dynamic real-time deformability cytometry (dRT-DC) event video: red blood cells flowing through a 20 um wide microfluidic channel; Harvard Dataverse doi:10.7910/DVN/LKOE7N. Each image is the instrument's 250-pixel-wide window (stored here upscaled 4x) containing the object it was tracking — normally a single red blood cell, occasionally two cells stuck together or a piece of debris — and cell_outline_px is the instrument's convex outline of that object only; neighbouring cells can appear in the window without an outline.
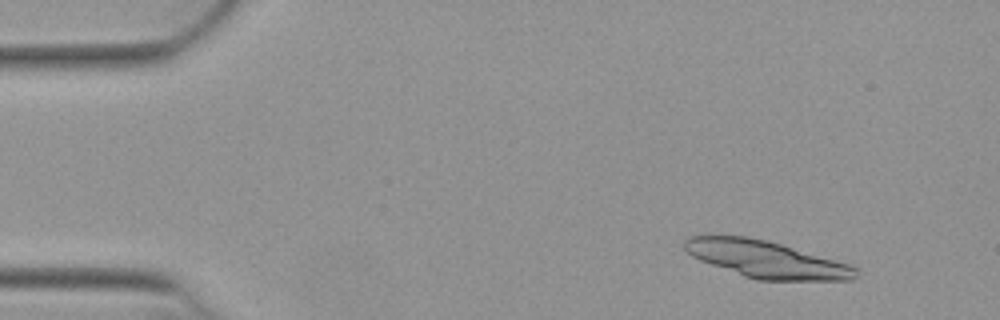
{"species": "Egyptian fruit bat (a non-hibernating species)", "species_latin": "Rousettus aegyptiacus", "temperature_condition": "warm", "stored_images_in_passage": 52, "camera_frame_rate_fps": 3000, "um_per_image_px": 0.085, "animal": {"sex": "female"}, "frame": {"image": 1, "passage_image": 5, "time_ms": 1.333, "image_size_px": [1000, 320], "cell_outline_px": [[856, 276], [852, 280], [756, 280], [744, 276], [700, 260], [692, 256], [684, 248], [684, 240], [688, 236], [708, 232], [744, 236], [768, 240], [848, 264], [856, 268]], "centroid_in_image_um": [65.0, 21.99], "position_along_channel_um": 20.0, "area_um2": 37.17}}
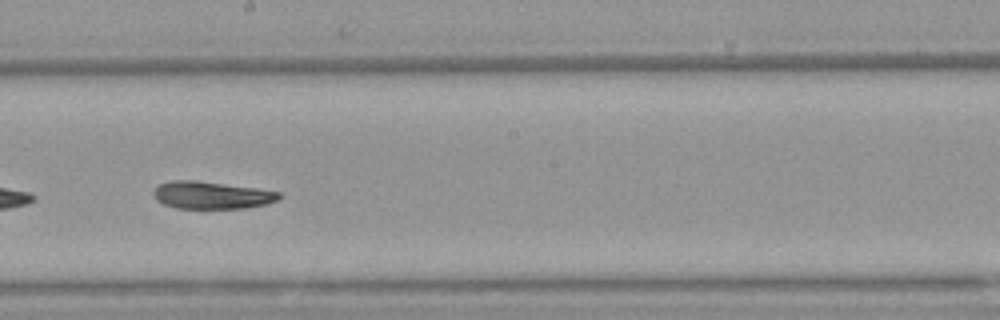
{"frame": {"image": 2, "passage_image": 29, "time_ms": 9.333, "image_size_px": [1000, 320], "cell_outline_px": [[284, 196], [280, 200], [264, 204], [244, 208], [176, 208], [164, 204], [156, 200], [152, 192], [160, 184], [172, 180], [196, 180], [260, 188], [280, 192]], "centroid_in_image_um": [18.03, 16.58], "position_along_channel_um": 230.2, "area_um2": 20.23}}
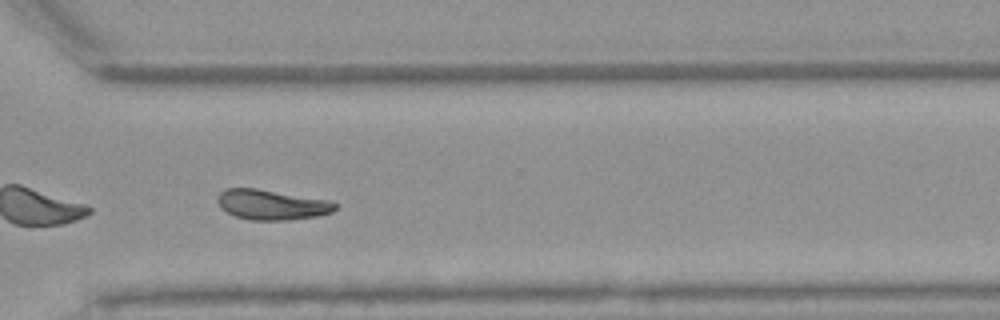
{"frame": {"image": 3, "passage_image": 38, "time_ms": 12.333, "image_size_px": [1000, 320], "cell_outline_px": [[336, 208], [332, 212], [316, 216], [288, 220], [248, 220], [236, 216], [220, 208], [216, 200], [216, 196], [224, 188], [256, 188], [328, 200], [336, 204]], "centroid_in_image_um": [23.03, 17.39], "position_along_channel_um": 347.6, "area_um2": 20.63}, "authors_computed_cell_mechanics": {"area_um2": 20.8369, "velocity_mm_per_s": 3.9177, "shape_relaxation_time_tau1_ms": 7.9656, "shape_relaxation_time_tau2_ms": null, "deformation_change_tau1": 0.2184, "deformation_change_tau2": null}}